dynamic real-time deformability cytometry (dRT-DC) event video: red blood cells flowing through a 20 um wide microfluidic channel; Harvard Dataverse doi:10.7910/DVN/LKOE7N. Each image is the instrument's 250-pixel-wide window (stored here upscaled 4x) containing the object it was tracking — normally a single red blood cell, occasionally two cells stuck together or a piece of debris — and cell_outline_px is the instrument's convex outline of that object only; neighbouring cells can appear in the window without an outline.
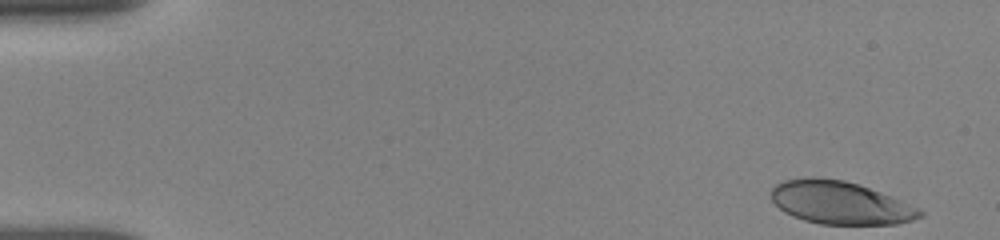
{"species": "human", "species_latin": "Homo sapiens", "temperature_condition": "room temperature", "stored_images_in_passage": 27, "camera_frame_rate_fps": 3000, "um_per_image_px": 0.085, "donor": {"sex": "female"}, "frame": {"image": 1, "passage_image": 1, "time_ms": 0.0, "image_size_px": [1000, 240], "cell_outline_px": [[924, 216], [912, 220], [896, 224], [820, 224], [804, 220], [792, 216], [784, 212], [772, 200], [772, 188], [776, 184], [784, 180], [812, 176], [816, 176], [844, 180], [892, 196], [920, 208], [924, 212]], "centroid_in_image_um": [71.43, 17.23], "position_along_channel_um": 13.6, "area_um2": 37.22}}
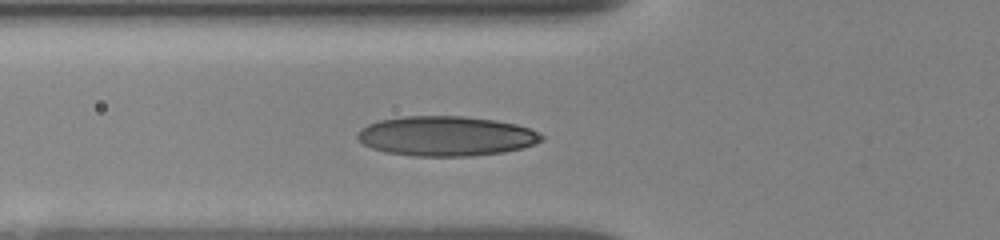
{"frame": {"image": 2, "passage_image": 19, "time_ms": 5.333, "image_size_px": [1000, 240], "cell_outline_px": [[544, 140], [520, 148], [504, 152], [472, 156], [412, 156], [384, 152], [372, 148], [364, 144], [356, 136], [356, 132], [360, 128], [368, 124], [380, 120], [404, 116], [464, 116], [496, 120], [516, 124], [540, 132], [544, 136]], "centroid_in_image_um": [37.9, 11.56], "position_along_channel_um": 87.9, "area_um2": 42.89}}
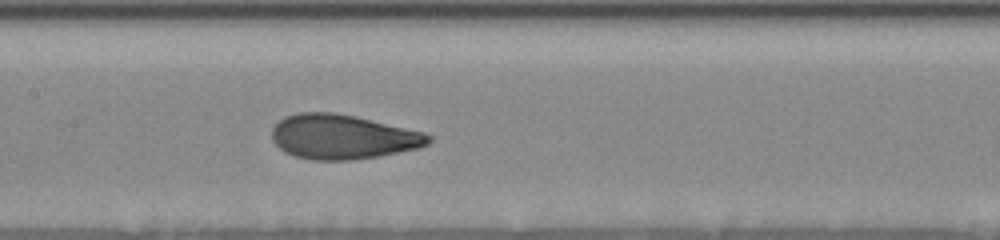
{"frame": {"image": 3, "passage_image": 27, "time_ms": 7.667, "image_size_px": [1000, 240], "cell_outline_px": [[432, 140], [428, 144], [420, 148], [380, 156], [352, 160], [312, 160], [296, 156], [284, 152], [272, 140], [272, 128], [284, 116], [300, 112], [332, 112], [356, 116], [424, 132], [432, 136]], "centroid_in_image_um": [29.14, 11.63], "position_along_channel_um": 178.3, "area_um2": 40.86}}